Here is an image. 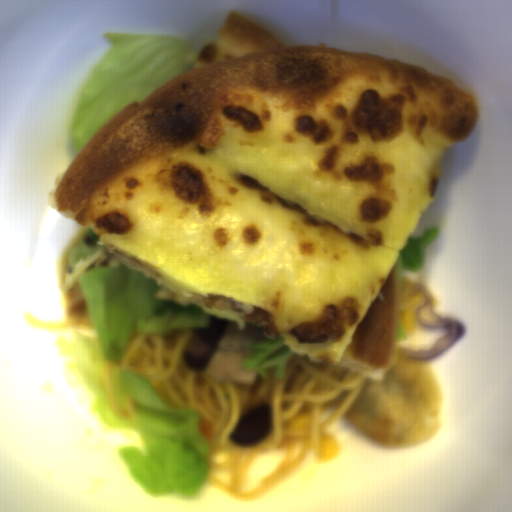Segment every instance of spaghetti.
<instances>
[{
	"instance_id": "4aaf3555",
	"label": "spaghetti",
	"mask_w": 512,
	"mask_h": 512,
	"mask_svg": "<svg viewBox=\"0 0 512 512\" xmlns=\"http://www.w3.org/2000/svg\"><path fill=\"white\" fill-rule=\"evenodd\" d=\"M409 289V278L403 276L401 285L398 291L396 292L397 313L407 312L422 300V292L414 296H409Z\"/></svg>"
},
{
	"instance_id": "8bdb9b5d",
	"label": "spaghetti",
	"mask_w": 512,
	"mask_h": 512,
	"mask_svg": "<svg viewBox=\"0 0 512 512\" xmlns=\"http://www.w3.org/2000/svg\"><path fill=\"white\" fill-rule=\"evenodd\" d=\"M27 321L44 331L72 329L90 335L94 333L93 321L78 281L73 289L66 291V312L63 322H44L34 313L27 315Z\"/></svg>"
},
{
	"instance_id": "c7327b10",
	"label": "spaghetti",
	"mask_w": 512,
	"mask_h": 512,
	"mask_svg": "<svg viewBox=\"0 0 512 512\" xmlns=\"http://www.w3.org/2000/svg\"><path fill=\"white\" fill-rule=\"evenodd\" d=\"M195 331L136 336L121 365L151 382L174 406L198 414L210 447L205 481L231 499L256 500L289 480L317 450L325 429L357 399L368 377L329 361L309 360L299 352L286 363L283 378L256 373L271 433L253 446H237L232 436L250 389L186 367L183 357ZM271 449H286L281 465L260 486L244 491L247 470Z\"/></svg>"
}]
</instances>
